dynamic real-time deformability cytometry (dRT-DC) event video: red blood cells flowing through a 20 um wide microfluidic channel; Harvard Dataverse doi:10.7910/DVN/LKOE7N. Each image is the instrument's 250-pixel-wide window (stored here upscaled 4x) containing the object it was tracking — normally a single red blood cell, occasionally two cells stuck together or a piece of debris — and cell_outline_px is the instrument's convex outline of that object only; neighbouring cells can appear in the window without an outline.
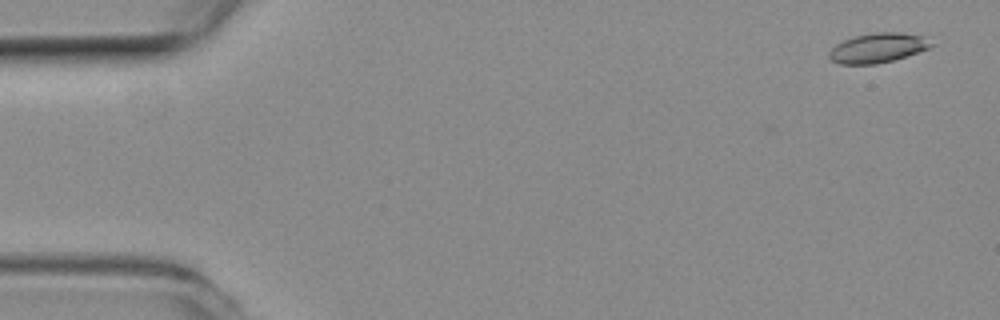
{"species": "common noctule bat (a hibernating species)", "species_latin": "Nyctalus noctula", "temperature_condition": "room temperature", "stored_images_in_passage": 9, "camera_frame_rate_fps": 3000, "um_per_image_px": 0.085, "animal": {"sex": "female", "body_mass_g": 19.3, "forearm_length_mm": 54.1}, "frame": {"image": 1, "passage_image": 3, "time_ms": 0.667, "image_size_px": [1000, 320], "cell_outline_px": [[936, 44], [928, 48], [892, 60], [876, 64], [840, 64], [832, 60], [828, 56], [828, 52], [836, 44], [844, 40], [856, 36], [876, 32], [900, 32], [920, 36]], "centroid_in_image_um": [74.58, 4.07], "position_along_channel_um": 10.4, "area_um2": 17.28}}